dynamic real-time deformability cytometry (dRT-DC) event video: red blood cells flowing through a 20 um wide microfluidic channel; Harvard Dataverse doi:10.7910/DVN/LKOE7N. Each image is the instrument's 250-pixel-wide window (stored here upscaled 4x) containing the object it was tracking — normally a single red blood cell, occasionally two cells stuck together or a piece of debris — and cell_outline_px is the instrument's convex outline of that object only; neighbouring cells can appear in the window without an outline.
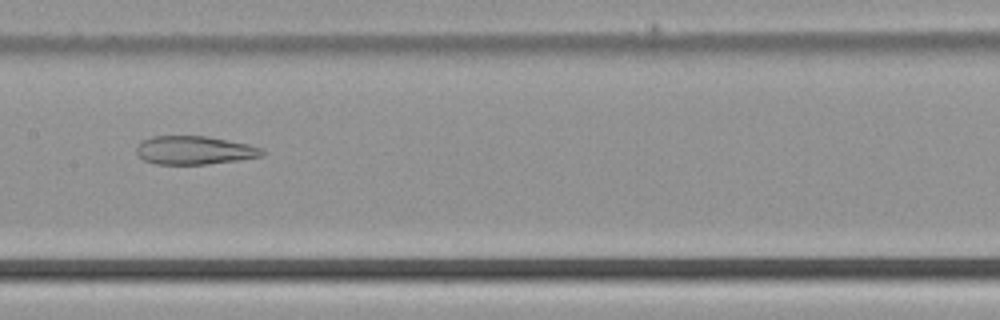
{"species": "common noctule bat (a hibernating species)", "species_latin": "Nyctalus noctula", "temperature_condition": "cold", "stored_images_in_passage": 31, "camera_frame_rate_fps": 3000, "um_per_image_px": 0.085, "animal": {"sex": "male", "body_mass_g": 21.5, "forearm_length_mm": 52.0}, "frame": {"image": 1, "passage_image": 14, "time_ms": 4.333, "image_size_px": [1000, 320], "cell_outline_px": [[264, 152], [260, 156], [236, 160], [208, 164], [156, 164], [144, 160], [136, 152], [136, 148], [140, 140], [152, 136], [208, 136], [248, 144], [264, 148]], "centroid_in_image_um": [16.49, 12.76], "position_along_channel_um": 190.9, "area_um2": 20.81}}